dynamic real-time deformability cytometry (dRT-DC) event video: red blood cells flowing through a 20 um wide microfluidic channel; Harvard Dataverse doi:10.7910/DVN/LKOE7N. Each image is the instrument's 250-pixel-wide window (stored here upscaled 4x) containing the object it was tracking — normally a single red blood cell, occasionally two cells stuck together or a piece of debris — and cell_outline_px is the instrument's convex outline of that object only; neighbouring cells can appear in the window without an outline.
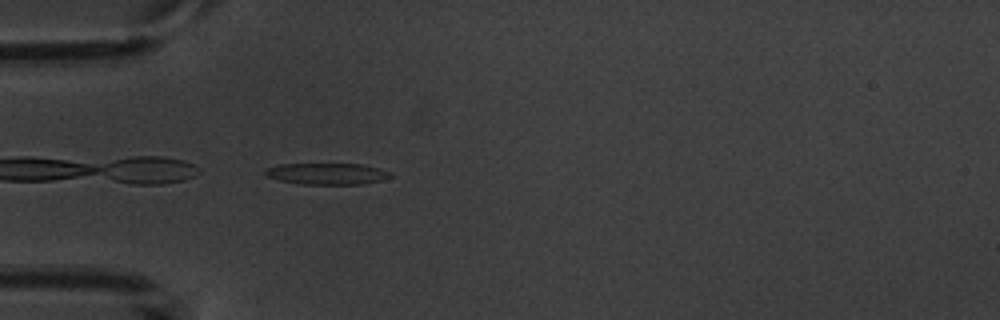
{"species": "common noctule bat (a hibernating species)", "species_latin": "Nyctalus noctula", "temperature_condition": "warm", "stored_images_in_passage": 3, "camera_frame_rate_fps": 3000, "um_per_image_px": 0.085, "animal": {"sex": "male", "body_mass_g": 20.1, "forearm_length_mm": 53.5}, "frame": {"image": 1, "passage_image": 3, "time_ms": 4.0, "image_size_px": [1000, 320], "cell_outline_px": [[392, 176], [380, 180], [360, 184], [300, 184], [280, 180], [268, 176], [264, 172], [264, 168], [280, 164], [360, 164], [376, 168], [388, 172]], "centroid_in_image_um": [27.72, 14.76], "position_along_channel_um": 57.3, "area_um2": 15.32}}